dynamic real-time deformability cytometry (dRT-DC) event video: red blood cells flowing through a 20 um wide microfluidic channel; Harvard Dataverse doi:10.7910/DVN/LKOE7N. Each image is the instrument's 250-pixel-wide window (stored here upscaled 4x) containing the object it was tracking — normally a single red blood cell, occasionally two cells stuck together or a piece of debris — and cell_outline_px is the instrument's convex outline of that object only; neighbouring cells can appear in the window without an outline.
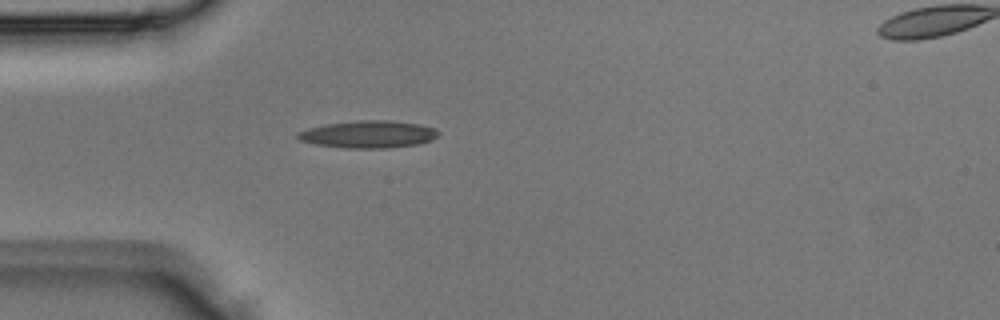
{"species": "Egyptian fruit bat (a non-hibernating species)", "species_latin": "Rousettus aegyptiacus", "temperature_condition": "room temperature", "stored_images_in_passage": 2, "segment_of_instrument_passage": [1, 2], "camera_frame_rate_fps": 3000, "um_per_image_px": 0.085, "animal": {"sex": "male"}, "frame": {"image": 1, "passage_image": 1, "time_ms": 0.0, "image_size_px": [1000, 320], "cell_outline_px": [[440, 132], [432, 140], [416, 144], [388, 148], [348, 148], [316, 144], [300, 140], [296, 136], [296, 132], [308, 128], [324, 124], [356, 120], [388, 120], [416, 124], [436, 128]], "centroid_in_image_um": [31.29, 11.41], "position_along_channel_um": 53.7, "area_um2": 22.31}}